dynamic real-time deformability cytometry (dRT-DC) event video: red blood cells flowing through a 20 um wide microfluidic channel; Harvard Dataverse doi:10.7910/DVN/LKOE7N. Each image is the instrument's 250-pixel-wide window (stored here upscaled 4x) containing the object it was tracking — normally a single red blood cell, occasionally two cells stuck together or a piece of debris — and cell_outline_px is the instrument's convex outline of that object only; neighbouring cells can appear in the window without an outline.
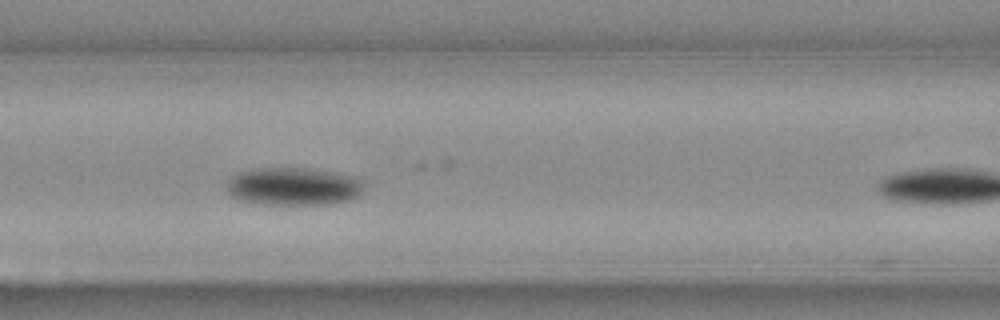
{"species": "Egyptian fruit bat (a non-hibernating species)", "species_latin": "Rousettus aegyptiacus", "temperature_condition": "warm", "stored_images_in_passage": 16, "camera_frame_rate_fps": 3000, "um_per_image_px": 0.085, "animal": {"sex": "female"}, "frame": {"image": 1, "passage_image": 12, "time_ms": 3.667, "image_size_px": [1000, 320], "cell_outline_px": [[364, 184], [360, 196], [348, 200], [332, 204], [264, 204], [236, 200], [224, 188], [228, 180], [236, 172], [256, 168], [308, 168], [356, 176], [364, 180]], "centroid_in_image_um": [24.93, 15.84], "position_along_channel_um": 141.7, "area_um2": 30.81}}